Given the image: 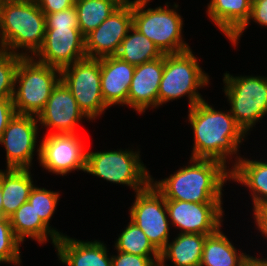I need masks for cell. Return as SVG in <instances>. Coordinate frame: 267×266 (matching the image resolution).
I'll return each instance as SVG.
<instances>
[{
	"mask_svg": "<svg viewBox=\"0 0 267 266\" xmlns=\"http://www.w3.org/2000/svg\"><path fill=\"white\" fill-rule=\"evenodd\" d=\"M227 111L215 110L205 100L189 108L188 121L194 135L190 158L212 159L227 167L228 158L238 155V147L247 134Z\"/></svg>",
	"mask_w": 267,
	"mask_h": 266,
	"instance_id": "1",
	"label": "cell"
},
{
	"mask_svg": "<svg viewBox=\"0 0 267 266\" xmlns=\"http://www.w3.org/2000/svg\"><path fill=\"white\" fill-rule=\"evenodd\" d=\"M190 165L151 183L165 199L193 203H222V188L231 181L230 169L212 159L190 158Z\"/></svg>",
	"mask_w": 267,
	"mask_h": 266,
	"instance_id": "2",
	"label": "cell"
},
{
	"mask_svg": "<svg viewBox=\"0 0 267 266\" xmlns=\"http://www.w3.org/2000/svg\"><path fill=\"white\" fill-rule=\"evenodd\" d=\"M45 32V14L35 0L4 2L0 22V50L22 57H33L43 44ZM20 48L25 52H18Z\"/></svg>",
	"mask_w": 267,
	"mask_h": 266,
	"instance_id": "3",
	"label": "cell"
},
{
	"mask_svg": "<svg viewBox=\"0 0 267 266\" xmlns=\"http://www.w3.org/2000/svg\"><path fill=\"white\" fill-rule=\"evenodd\" d=\"M60 81V69L40 63L33 57H22L12 97L16 114L37 117Z\"/></svg>",
	"mask_w": 267,
	"mask_h": 266,
	"instance_id": "4",
	"label": "cell"
},
{
	"mask_svg": "<svg viewBox=\"0 0 267 266\" xmlns=\"http://www.w3.org/2000/svg\"><path fill=\"white\" fill-rule=\"evenodd\" d=\"M150 0L132 1V26L151 40L163 54L179 53L191 49L183 40V19L176 9L164 7L145 10Z\"/></svg>",
	"mask_w": 267,
	"mask_h": 266,
	"instance_id": "5",
	"label": "cell"
},
{
	"mask_svg": "<svg viewBox=\"0 0 267 266\" xmlns=\"http://www.w3.org/2000/svg\"><path fill=\"white\" fill-rule=\"evenodd\" d=\"M197 59L192 53V49L164 54L158 106L186 95L189 100V108L204 100L197 89L207 86L210 79L208 74L202 71Z\"/></svg>",
	"mask_w": 267,
	"mask_h": 266,
	"instance_id": "6",
	"label": "cell"
},
{
	"mask_svg": "<svg viewBox=\"0 0 267 266\" xmlns=\"http://www.w3.org/2000/svg\"><path fill=\"white\" fill-rule=\"evenodd\" d=\"M86 172L106 181L127 185L135 193L151 183V175L140 159V151L87 152Z\"/></svg>",
	"mask_w": 267,
	"mask_h": 266,
	"instance_id": "7",
	"label": "cell"
},
{
	"mask_svg": "<svg viewBox=\"0 0 267 266\" xmlns=\"http://www.w3.org/2000/svg\"><path fill=\"white\" fill-rule=\"evenodd\" d=\"M224 94L236 123L248 134L267 114V77L224 73Z\"/></svg>",
	"mask_w": 267,
	"mask_h": 266,
	"instance_id": "8",
	"label": "cell"
},
{
	"mask_svg": "<svg viewBox=\"0 0 267 266\" xmlns=\"http://www.w3.org/2000/svg\"><path fill=\"white\" fill-rule=\"evenodd\" d=\"M61 81L73 94L87 120H94L108 108L101 91V58L86 57L61 70Z\"/></svg>",
	"mask_w": 267,
	"mask_h": 266,
	"instance_id": "9",
	"label": "cell"
},
{
	"mask_svg": "<svg viewBox=\"0 0 267 266\" xmlns=\"http://www.w3.org/2000/svg\"><path fill=\"white\" fill-rule=\"evenodd\" d=\"M135 198L129 210L130 221L136 224L161 252L170 237L166 199L152 183L136 192Z\"/></svg>",
	"mask_w": 267,
	"mask_h": 266,
	"instance_id": "10",
	"label": "cell"
},
{
	"mask_svg": "<svg viewBox=\"0 0 267 266\" xmlns=\"http://www.w3.org/2000/svg\"><path fill=\"white\" fill-rule=\"evenodd\" d=\"M83 142L77 133L47 134L36 151L40 165L62 176L77 169L86 172L87 151Z\"/></svg>",
	"mask_w": 267,
	"mask_h": 266,
	"instance_id": "11",
	"label": "cell"
},
{
	"mask_svg": "<svg viewBox=\"0 0 267 266\" xmlns=\"http://www.w3.org/2000/svg\"><path fill=\"white\" fill-rule=\"evenodd\" d=\"M223 203H193L166 199L170 223L179 233L212 235L222 224ZM172 221V222H171Z\"/></svg>",
	"mask_w": 267,
	"mask_h": 266,
	"instance_id": "12",
	"label": "cell"
},
{
	"mask_svg": "<svg viewBox=\"0 0 267 266\" xmlns=\"http://www.w3.org/2000/svg\"><path fill=\"white\" fill-rule=\"evenodd\" d=\"M37 117L15 114L4 130L0 144L6 151V168L30 169L38 137Z\"/></svg>",
	"mask_w": 267,
	"mask_h": 266,
	"instance_id": "13",
	"label": "cell"
},
{
	"mask_svg": "<svg viewBox=\"0 0 267 266\" xmlns=\"http://www.w3.org/2000/svg\"><path fill=\"white\" fill-rule=\"evenodd\" d=\"M132 27V1L121 4L96 29L85 36V51L89 58L116 56L122 40Z\"/></svg>",
	"mask_w": 267,
	"mask_h": 266,
	"instance_id": "14",
	"label": "cell"
},
{
	"mask_svg": "<svg viewBox=\"0 0 267 266\" xmlns=\"http://www.w3.org/2000/svg\"><path fill=\"white\" fill-rule=\"evenodd\" d=\"M86 57L85 36L79 29L70 28H46L43 44L33 56L60 70Z\"/></svg>",
	"mask_w": 267,
	"mask_h": 266,
	"instance_id": "15",
	"label": "cell"
},
{
	"mask_svg": "<svg viewBox=\"0 0 267 266\" xmlns=\"http://www.w3.org/2000/svg\"><path fill=\"white\" fill-rule=\"evenodd\" d=\"M82 118L87 117L62 81L53 89L46 106L37 116L39 126L54 129L48 134L76 133L75 128Z\"/></svg>",
	"mask_w": 267,
	"mask_h": 266,
	"instance_id": "16",
	"label": "cell"
},
{
	"mask_svg": "<svg viewBox=\"0 0 267 266\" xmlns=\"http://www.w3.org/2000/svg\"><path fill=\"white\" fill-rule=\"evenodd\" d=\"M164 55L135 66L127 98V106L138 113L158 107V91L163 76Z\"/></svg>",
	"mask_w": 267,
	"mask_h": 266,
	"instance_id": "17",
	"label": "cell"
},
{
	"mask_svg": "<svg viewBox=\"0 0 267 266\" xmlns=\"http://www.w3.org/2000/svg\"><path fill=\"white\" fill-rule=\"evenodd\" d=\"M135 66L117 56L101 58V91L105 104L126 105Z\"/></svg>",
	"mask_w": 267,
	"mask_h": 266,
	"instance_id": "18",
	"label": "cell"
},
{
	"mask_svg": "<svg viewBox=\"0 0 267 266\" xmlns=\"http://www.w3.org/2000/svg\"><path fill=\"white\" fill-rule=\"evenodd\" d=\"M57 256L66 266H112L106 244L99 240L82 241L67 235L59 237Z\"/></svg>",
	"mask_w": 267,
	"mask_h": 266,
	"instance_id": "19",
	"label": "cell"
},
{
	"mask_svg": "<svg viewBox=\"0 0 267 266\" xmlns=\"http://www.w3.org/2000/svg\"><path fill=\"white\" fill-rule=\"evenodd\" d=\"M230 179L251 190L253 209L267 205V162L236 156Z\"/></svg>",
	"mask_w": 267,
	"mask_h": 266,
	"instance_id": "20",
	"label": "cell"
},
{
	"mask_svg": "<svg viewBox=\"0 0 267 266\" xmlns=\"http://www.w3.org/2000/svg\"><path fill=\"white\" fill-rule=\"evenodd\" d=\"M252 0H211L207 14L230 40L247 22Z\"/></svg>",
	"mask_w": 267,
	"mask_h": 266,
	"instance_id": "21",
	"label": "cell"
},
{
	"mask_svg": "<svg viewBox=\"0 0 267 266\" xmlns=\"http://www.w3.org/2000/svg\"><path fill=\"white\" fill-rule=\"evenodd\" d=\"M30 169L6 168L0 170L4 217L9 218L23 204L28 202L34 187Z\"/></svg>",
	"mask_w": 267,
	"mask_h": 266,
	"instance_id": "22",
	"label": "cell"
},
{
	"mask_svg": "<svg viewBox=\"0 0 267 266\" xmlns=\"http://www.w3.org/2000/svg\"><path fill=\"white\" fill-rule=\"evenodd\" d=\"M177 235L172 242L168 241L160 252L159 266H165L167 260H171L173 266H200L205 239L208 235L192 233Z\"/></svg>",
	"mask_w": 267,
	"mask_h": 266,
	"instance_id": "23",
	"label": "cell"
},
{
	"mask_svg": "<svg viewBox=\"0 0 267 266\" xmlns=\"http://www.w3.org/2000/svg\"><path fill=\"white\" fill-rule=\"evenodd\" d=\"M253 261V256L237 252L219 229L206 237L200 266H249Z\"/></svg>",
	"mask_w": 267,
	"mask_h": 266,
	"instance_id": "24",
	"label": "cell"
},
{
	"mask_svg": "<svg viewBox=\"0 0 267 266\" xmlns=\"http://www.w3.org/2000/svg\"><path fill=\"white\" fill-rule=\"evenodd\" d=\"M9 220L15 236L21 242L28 237L32 240L35 239L39 244H43L46 243L48 237H50L55 247L56 242L59 240V236L42 221L29 202L23 203L16 212L9 217Z\"/></svg>",
	"mask_w": 267,
	"mask_h": 266,
	"instance_id": "25",
	"label": "cell"
},
{
	"mask_svg": "<svg viewBox=\"0 0 267 266\" xmlns=\"http://www.w3.org/2000/svg\"><path fill=\"white\" fill-rule=\"evenodd\" d=\"M163 55L151 40L133 26L122 40L119 51L116 54L119 59L134 66L158 59Z\"/></svg>",
	"mask_w": 267,
	"mask_h": 266,
	"instance_id": "26",
	"label": "cell"
},
{
	"mask_svg": "<svg viewBox=\"0 0 267 266\" xmlns=\"http://www.w3.org/2000/svg\"><path fill=\"white\" fill-rule=\"evenodd\" d=\"M120 5L117 0H75L79 30L86 36Z\"/></svg>",
	"mask_w": 267,
	"mask_h": 266,
	"instance_id": "27",
	"label": "cell"
},
{
	"mask_svg": "<svg viewBox=\"0 0 267 266\" xmlns=\"http://www.w3.org/2000/svg\"><path fill=\"white\" fill-rule=\"evenodd\" d=\"M117 251L140 256H160V252L152 245L144 232L132 221L115 241Z\"/></svg>",
	"mask_w": 267,
	"mask_h": 266,
	"instance_id": "28",
	"label": "cell"
},
{
	"mask_svg": "<svg viewBox=\"0 0 267 266\" xmlns=\"http://www.w3.org/2000/svg\"><path fill=\"white\" fill-rule=\"evenodd\" d=\"M60 194L58 192H53L47 190L44 187L39 188L34 185L32 188L28 202L33 206L36 214L42 219V221L50 227L59 237L64 236L63 233L58 232L56 228H52L50 225V220L53 214L55 213L56 206L59 201Z\"/></svg>",
	"mask_w": 267,
	"mask_h": 266,
	"instance_id": "29",
	"label": "cell"
},
{
	"mask_svg": "<svg viewBox=\"0 0 267 266\" xmlns=\"http://www.w3.org/2000/svg\"><path fill=\"white\" fill-rule=\"evenodd\" d=\"M21 243L12 230L9 218H0V263L20 265Z\"/></svg>",
	"mask_w": 267,
	"mask_h": 266,
	"instance_id": "30",
	"label": "cell"
},
{
	"mask_svg": "<svg viewBox=\"0 0 267 266\" xmlns=\"http://www.w3.org/2000/svg\"><path fill=\"white\" fill-rule=\"evenodd\" d=\"M21 55L0 50V98H12Z\"/></svg>",
	"mask_w": 267,
	"mask_h": 266,
	"instance_id": "31",
	"label": "cell"
},
{
	"mask_svg": "<svg viewBox=\"0 0 267 266\" xmlns=\"http://www.w3.org/2000/svg\"><path fill=\"white\" fill-rule=\"evenodd\" d=\"M46 28L79 29L77 10L75 6L55 13L45 14Z\"/></svg>",
	"mask_w": 267,
	"mask_h": 266,
	"instance_id": "32",
	"label": "cell"
},
{
	"mask_svg": "<svg viewBox=\"0 0 267 266\" xmlns=\"http://www.w3.org/2000/svg\"><path fill=\"white\" fill-rule=\"evenodd\" d=\"M111 256L112 266H159L160 256H140L117 251Z\"/></svg>",
	"mask_w": 267,
	"mask_h": 266,
	"instance_id": "33",
	"label": "cell"
},
{
	"mask_svg": "<svg viewBox=\"0 0 267 266\" xmlns=\"http://www.w3.org/2000/svg\"><path fill=\"white\" fill-rule=\"evenodd\" d=\"M250 20L267 27V0H252L248 22L230 39L234 46L238 44L242 33L249 26Z\"/></svg>",
	"mask_w": 267,
	"mask_h": 266,
	"instance_id": "34",
	"label": "cell"
},
{
	"mask_svg": "<svg viewBox=\"0 0 267 266\" xmlns=\"http://www.w3.org/2000/svg\"><path fill=\"white\" fill-rule=\"evenodd\" d=\"M44 14L63 11L74 6L75 0H35Z\"/></svg>",
	"mask_w": 267,
	"mask_h": 266,
	"instance_id": "35",
	"label": "cell"
},
{
	"mask_svg": "<svg viewBox=\"0 0 267 266\" xmlns=\"http://www.w3.org/2000/svg\"><path fill=\"white\" fill-rule=\"evenodd\" d=\"M15 114L12 98H0V138Z\"/></svg>",
	"mask_w": 267,
	"mask_h": 266,
	"instance_id": "36",
	"label": "cell"
},
{
	"mask_svg": "<svg viewBox=\"0 0 267 266\" xmlns=\"http://www.w3.org/2000/svg\"><path fill=\"white\" fill-rule=\"evenodd\" d=\"M256 228L267 238V205L253 209Z\"/></svg>",
	"mask_w": 267,
	"mask_h": 266,
	"instance_id": "37",
	"label": "cell"
},
{
	"mask_svg": "<svg viewBox=\"0 0 267 266\" xmlns=\"http://www.w3.org/2000/svg\"><path fill=\"white\" fill-rule=\"evenodd\" d=\"M3 197H2V189H1V183H0V218H4V211H3Z\"/></svg>",
	"mask_w": 267,
	"mask_h": 266,
	"instance_id": "38",
	"label": "cell"
},
{
	"mask_svg": "<svg viewBox=\"0 0 267 266\" xmlns=\"http://www.w3.org/2000/svg\"><path fill=\"white\" fill-rule=\"evenodd\" d=\"M249 266H267V262L253 261Z\"/></svg>",
	"mask_w": 267,
	"mask_h": 266,
	"instance_id": "39",
	"label": "cell"
},
{
	"mask_svg": "<svg viewBox=\"0 0 267 266\" xmlns=\"http://www.w3.org/2000/svg\"><path fill=\"white\" fill-rule=\"evenodd\" d=\"M6 0H0V22H1V16H2V8H3V5H4V2Z\"/></svg>",
	"mask_w": 267,
	"mask_h": 266,
	"instance_id": "40",
	"label": "cell"
},
{
	"mask_svg": "<svg viewBox=\"0 0 267 266\" xmlns=\"http://www.w3.org/2000/svg\"><path fill=\"white\" fill-rule=\"evenodd\" d=\"M254 260L255 261H259V262H267V258H257V257H254Z\"/></svg>",
	"mask_w": 267,
	"mask_h": 266,
	"instance_id": "41",
	"label": "cell"
},
{
	"mask_svg": "<svg viewBox=\"0 0 267 266\" xmlns=\"http://www.w3.org/2000/svg\"><path fill=\"white\" fill-rule=\"evenodd\" d=\"M120 4H125L131 2L130 0H117Z\"/></svg>",
	"mask_w": 267,
	"mask_h": 266,
	"instance_id": "42",
	"label": "cell"
}]
</instances>
